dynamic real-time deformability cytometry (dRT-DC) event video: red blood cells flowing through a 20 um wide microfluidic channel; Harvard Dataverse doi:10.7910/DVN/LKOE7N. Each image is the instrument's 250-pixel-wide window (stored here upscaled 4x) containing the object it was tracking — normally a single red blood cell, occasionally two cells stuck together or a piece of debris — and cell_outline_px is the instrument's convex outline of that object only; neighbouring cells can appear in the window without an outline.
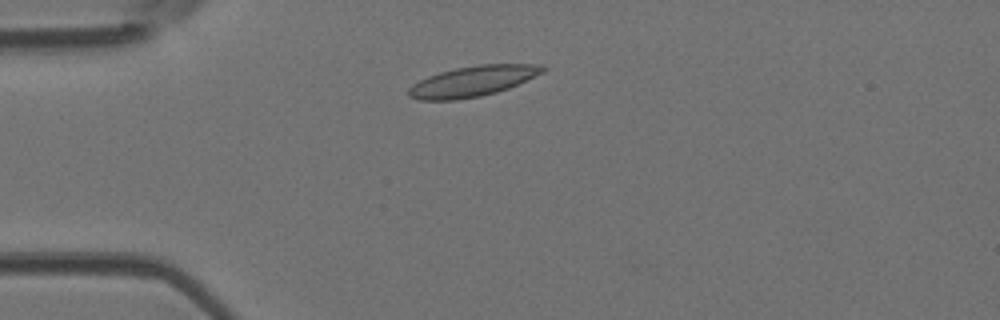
{"species": "Egyptian fruit bat (a non-hibernating species)", "species_latin": "Rousettus aegyptiacus", "temperature_condition": "room temperature", "stored_images_in_passage": 3, "camera_frame_rate_fps": 3000, "um_per_image_px": 0.085, "animal": {"sex": "female"}, "frame": {"image": 1, "passage_image": 2, "time_ms": 0.333, "image_size_px": [1000, 320], "cell_outline_px": [[548, 68], [544, 72], [508, 88], [496, 92], [480, 96], [456, 100], [416, 100], [408, 96], [408, 88], [412, 84], [428, 76], [440, 72], [456, 68], [480, 64], [544, 64]], "centroid_in_image_um": [40.18, 6.9], "position_along_channel_um": 44.8, "area_um2": 23.87}}
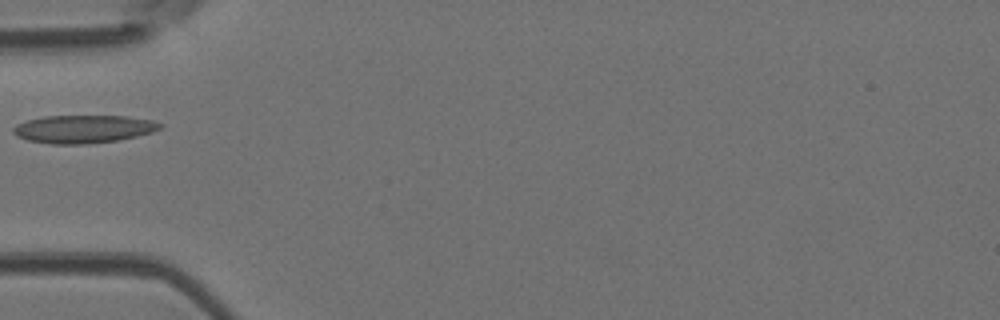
{"frame": {"image": 2, "passage_image": 3, "time_ms": 0.667, "image_size_px": [1000, 320], "cell_outline_px": [[164, 124], [160, 128], [152, 132], [120, 140], [88, 144], [52, 144], [28, 140], [16, 136], [12, 132], [12, 128], [16, 124], [28, 120], [44, 116], [124, 116], [152, 120]], "centroid_in_image_um": [7.08, 10.97], "position_along_channel_um": 77.9, "area_um2": 23.99}}